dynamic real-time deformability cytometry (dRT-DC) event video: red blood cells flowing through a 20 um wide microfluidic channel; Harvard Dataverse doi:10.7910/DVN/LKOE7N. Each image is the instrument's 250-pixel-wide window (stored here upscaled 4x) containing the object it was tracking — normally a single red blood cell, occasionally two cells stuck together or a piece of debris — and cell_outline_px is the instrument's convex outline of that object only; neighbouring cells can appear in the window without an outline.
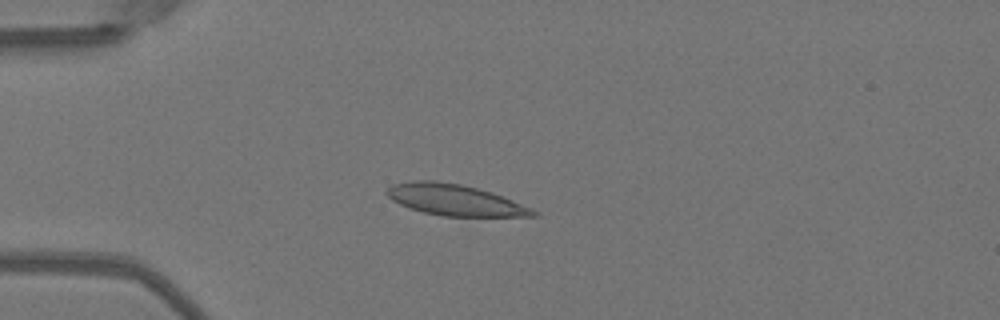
{"species": "Egyptian fruit bat (a non-hibernating species)", "species_latin": "Rousettus aegyptiacus", "temperature_condition": "warm", "stored_images_in_passage": 3, "camera_frame_rate_fps": 3000, "um_per_image_px": 0.085, "animal": {"sex": "female"}, "frame": {"image": 1, "passage_image": 1, "time_ms": 0.0, "image_size_px": [1000, 320], "cell_outline_px": [[540, 216], [444, 216], [424, 212], [400, 204], [392, 200], [384, 192], [392, 184], [412, 180], [436, 180], [460, 184], [492, 192], [532, 208], [540, 212]], "centroid_in_image_um": [38.67, 16.99], "position_along_channel_um": 46.3, "area_um2": 26.47}}